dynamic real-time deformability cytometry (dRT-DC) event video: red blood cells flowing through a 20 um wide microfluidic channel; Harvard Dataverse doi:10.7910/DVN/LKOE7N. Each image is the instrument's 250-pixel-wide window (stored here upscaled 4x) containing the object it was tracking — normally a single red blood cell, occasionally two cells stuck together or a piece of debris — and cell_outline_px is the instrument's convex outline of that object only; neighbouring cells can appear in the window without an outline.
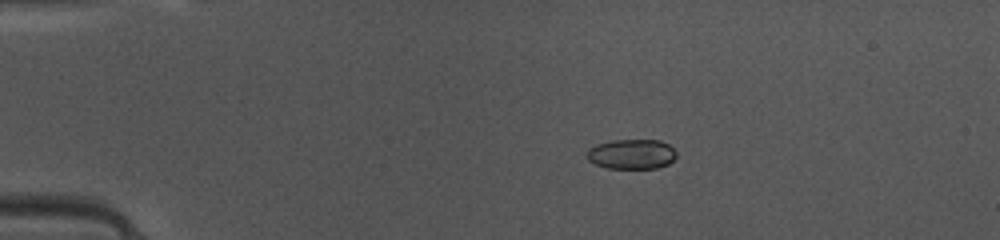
{"species": "common noctule bat (a hibernating species)", "species_latin": "Nyctalus noctula", "temperature_condition": "warm", "stored_images_in_passage": 41, "camera_frame_rate_fps": 3000, "um_per_image_px": 0.085, "animal": {"sex": "female", "body_mass_g": 10.0, "forearm_length_mm": 53.1}, "frame": {"image": 1, "passage_image": 3, "time_ms": 0.667, "image_size_px": [1000, 240], "cell_outline_px": [[676, 156], [668, 164], [656, 168], [608, 168], [596, 164], [588, 160], [588, 148], [596, 144], [612, 140], [660, 140], [668, 144], [676, 152]], "centroid_in_image_um": [53.69, 13.09], "position_along_channel_um": 31.3, "area_um2": 15.49}}
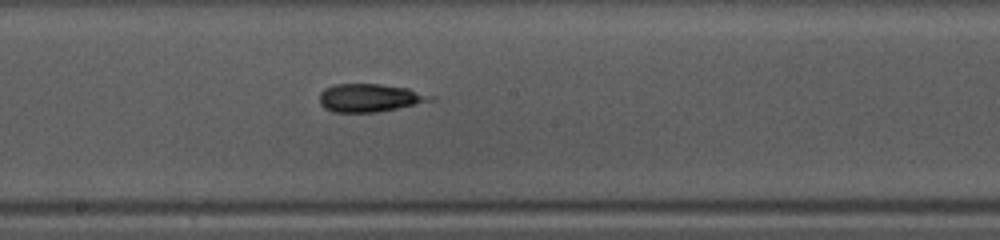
{"frame": {"image": 2, "passage_image": 20, "time_ms": 6.333, "image_size_px": [1000, 240], "cell_outline_px": [[436, 100], [380, 112], [332, 112], [324, 108], [320, 104], [320, 92], [324, 88], [336, 84], [380, 84], [408, 88], [436, 96]], "centroid_in_image_um": [31.46, 8.32], "position_along_channel_um": 216.7, "area_um2": 18.38}}
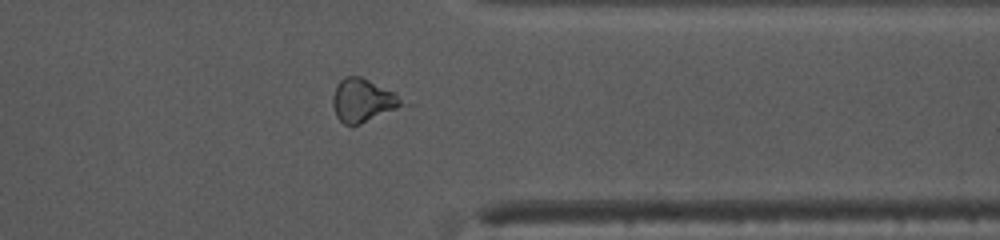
{"frame": {"image": 3, "passage_image": 32, "time_ms": 10.333, "image_size_px": [1000, 240], "cell_outline_px": [[412, 104], [352, 128], [344, 124], [336, 116], [332, 104], [332, 96], [336, 84], [344, 76], [360, 76], [392, 92]], "centroid_in_image_um": [30.88, 8.59], "position_along_channel_um": 380.5, "area_um2": 18.09}, "authors_computed_cell_mechanics": {"area_um2": 17.2244, "velocity_mm_per_s": 4.1828, "shape_relaxation_time_tau1_ms": null, "shape_relaxation_time_tau2_ms": 2.2626, "deformation_change_tau1": null, "deformation_change_tau2": 0.1252}}